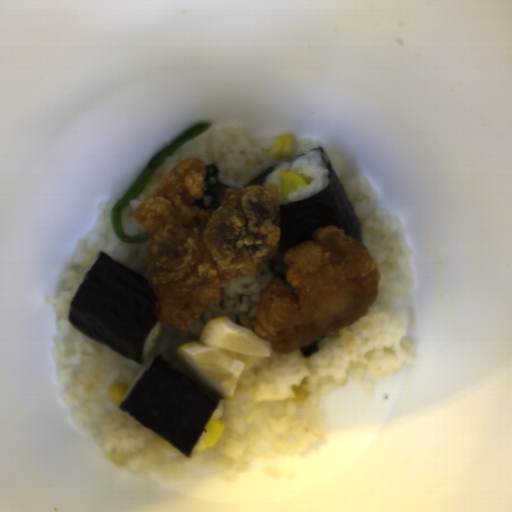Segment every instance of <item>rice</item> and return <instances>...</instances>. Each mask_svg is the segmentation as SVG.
<instances>
[{
    "label": "rice",
    "instance_id": "023b6e5f",
    "mask_svg": "<svg viewBox=\"0 0 512 512\" xmlns=\"http://www.w3.org/2000/svg\"><path fill=\"white\" fill-rule=\"evenodd\" d=\"M297 173L308 186L299 187L295 193H290L288 199H283V177L285 172ZM331 182L330 172L320 150H310L304 154L286 160L277 166L266 178L263 185L274 183L277 190L279 205L306 200L325 190ZM262 185V186H263Z\"/></svg>",
    "mask_w": 512,
    "mask_h": 512
},
{
    "label": "rice",
    "instance_id": "e3fd555f",
    "mask_svg": "<svg viewBox=\"0 0 512 512\" xmlns=\"http://www.w3.org/2000/svg\"><path fill=\"white\" fill-rule=\"evenodd\" d=\"M223 413V401H219L209 421L219 419Z\"/></svg>",
    "mask_w": 512,
    "mask_h": 512
},
{
    "label": "rice",
    "instance_id": "652b925c",
    "mask_svg": "<svg viewBox=\"0 0 512 512\" xmlns=\"http://www.w3.org/2000/svg\"><path fill=\"white\" fill-rule=\"evenodd\" d=\"M275 140L253 139L235 121L210 126L165 160L121 209L124 234H148L132 212L156 190L164 176L187 158H197L205 166L217 168L219 185L214 190L222 203L228 189L245 188L272 166L321 148L360 220V242L368 247L378 268L380 279L374 304L367 315L350 326L319 337V352L308 357L302 356L300 348L276 353L271 346L268 357L254 359L242 371L232 399L226 400L190 376L179 360L177 348L198 342L207 322L217 316H227L234 324L255 332L261 292L272 278H284L288 249L278 248L261 272L224 283L220 301L186 330L161 324V334L139 364L80 333L69 320L72 301L100 252L147 278L143 262L147 241L124 243L114 231L112 212L126 194L98 201L94 230L77 242L70 268L60 276V291L45 297V302L56 316L57 336L49 352L56 381L64 387L60 399L72 422L94 440L111 467L144 481L158 476L162 482L176 484L184 480L188 465L209 466L220 479L239 482L258 460L294 457L326 439L329 428L322 418V402L333 389L357 383L369 397L375 393V381L418 361L420 342L407 337L416 307L411 292L416 277L409 265L414 252L400 235L401 220L390 209L378 205V192L365 176L347 177L344 160L321 142L291 138L290 155L272 158L269 151ZM157 355L223 401L224 413L219 419L227 425L220 440L213 447H206V451H192L190 458L175 448L159 445L155 433L128 412L120 411L122 403L115 404L110 398L108 387L113 382L126 383L130 388ZM304 377L309 380L304 384L309 398L295 404L288 400L294 397L291 387L299 385Z\"/></svg>",
    "mask_w": 512,
    "mask_h": 512
},
{
    "label": "rice",
    "instance_id": "b023fe2a",
    "mask_svg": "<svg viewBox=\"0 0 512 512\" xmlns=\"http://www.w3.org/2000/svg\"><path fill=\"white\" fill-rule=\"evenodd\" d=\"M206 435H207V429L205 427L192 451H198V452L206 451L207 448H206L205 443L203 442Z\"/></svg>",
    "mask_w": 512,
    "mask_h": 512
},
{
    "label": "rice",
    "instance_id": "acb35da6",
    "mask_svg": "<svg viewBox=\"0 0 512 512\" xmlns=\"http://www.w3.org/2000/svg\"><path fill=\"white\" fill-rule=\"evenodd\" d=\"M150 366H147L146 368H144L135 378V380L133 381V383L131 384L130 388L128 389V391L126 392V394L123 396L122 398V404L125 402V400L128 398V396L130 395V393L133 391V389L135 388V386L137 385V383L140 381V379L142 378V376L145 374V372L149 369Z\"/></svg>",
    "mask_w": 512,
    "mask_h": 512
},
{
    "label": "rice",
    "instance_id": "8eca5e8b",
    "mask_svg": "<svg viewBox=\"0 0 512 512\" xmlns=\"http://www.w3.org/2000/svg\"><path fill=\"white\" fill-rule=\"evenodd\" d=\"M158 329L162 330V324H160L159 321L157 320L156 323L154 324L153 328L149 332L148 336L145 339L144 347H143V359L148 358L151 350L153 349V347H154V345L156 343V340L158 338V337L154 338V336L157 333Z\"/></svg>",
    "mask_w": 512,
    "mask_h": 512
}]
</instances>
